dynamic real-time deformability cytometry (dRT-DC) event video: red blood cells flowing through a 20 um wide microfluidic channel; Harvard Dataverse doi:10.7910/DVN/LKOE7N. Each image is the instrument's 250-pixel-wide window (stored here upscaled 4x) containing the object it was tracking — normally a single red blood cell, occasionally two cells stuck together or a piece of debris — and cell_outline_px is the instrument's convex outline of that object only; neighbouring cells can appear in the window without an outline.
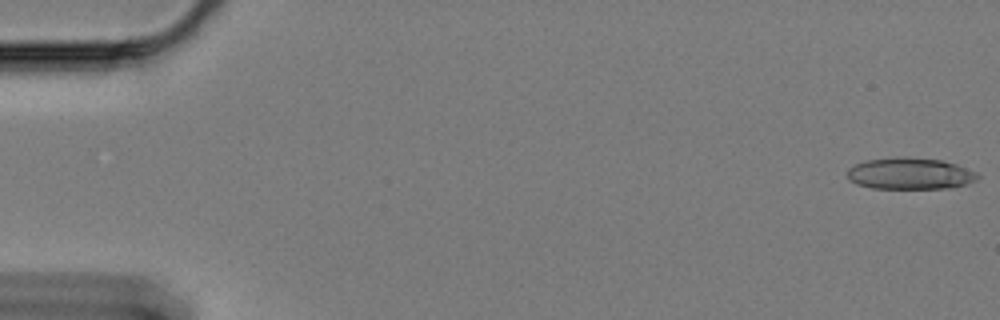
{"species": "Egyptian fruit bat (a non-hibernating species)", "species_latin": "Rousettus aegyptiacus", "temperature_condition": "cold", "stored_images_in_passage": 60, "camera_frame_rate_fps": 3000, "um_per_image_px": 0.085, "animal": {"sex": "female"}, "frame": {"image": 1, "passage_image": 1, "time_ms": 0.0, "image_size_px": [1000, 320], "cell_outline_px": [[980, 176], [976, 180], [968, 184], [952, 188], [872, 188], [856, 184], [848, 180], [848, 168], [864, 160], [896, 156], [904, 156], [940, 160], [956, 164], [976, 172]], "centroid_in_image_um": [77.34, 14.75], "position_along_channel_um": 7.7, "area_um2": 24.22}}
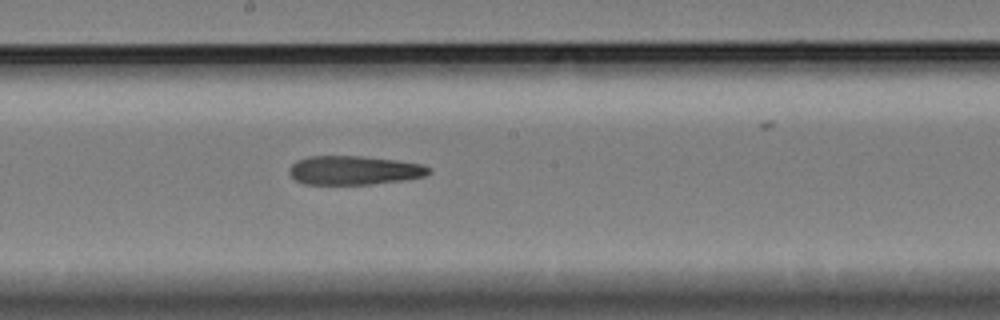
{"frame": {"image": 2, "passage_image": 33, "time_ms": 10.667, "image_size_px": [1000, 320], "cell_outline_px": [[432, 172], [424, 176], [400, 180], [368, 184], [304, 184], [296, 180], [288, 172], [292, 164], [296, 160], [308, 156], [364, 156], [396, 160], [424, 164], [432, 168]], "centroid_in_image_um": [30.1, 14.46], "position_along_channel_um": 218.1, "area_um2": 23.52}}
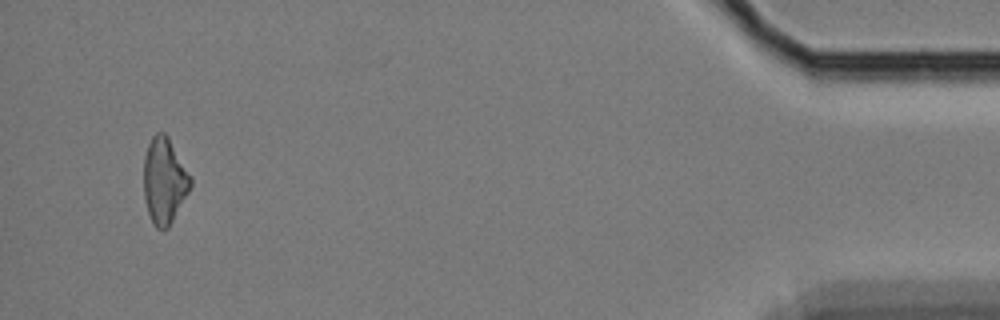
{"frame": {"image": 3, "passage_image": 58, "time_ms": 19.0, "image_size_px": [1000, 320], "cell_outline_px": [[192, 184], [188, 192], [168, 228], [156, 228], [148, 212], [144, 196], [144, 156], [148, 144], [152, 136], [156, 132], [164, 132], [168, 136], [192, 176]], "centroid_in_image_um": [13.97, 15.31], "position_along_channel_um": 421.2, "area_um2": 23.35}}